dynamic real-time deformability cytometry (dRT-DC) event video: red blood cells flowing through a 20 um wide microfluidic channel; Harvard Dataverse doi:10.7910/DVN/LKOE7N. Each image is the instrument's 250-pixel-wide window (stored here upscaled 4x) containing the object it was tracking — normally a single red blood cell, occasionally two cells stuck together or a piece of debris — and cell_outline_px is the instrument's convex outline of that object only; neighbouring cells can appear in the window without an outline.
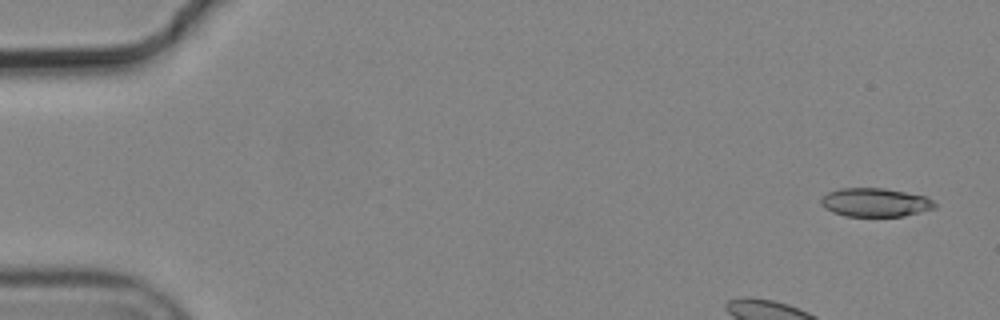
{"species": "common noctule bat (a hibernating species)", "species_latin": "Nyctalus noctula", "temperature_condition": "cold", "stored_images_in_passage": 11, "camera_frame_rate_fps": 3000, "um_per_image_px": 0.085, "animal": {"sex": "male", "body_mass_g": 19.2, "forearm_length_mm": 51.8}, "frame": {"image": 1, "passage_image": 1, "time_ms": 0.0, "image_size_px": [1000, 320], "cell_outline_px": [[936, 208], [904, 216], [844, 216], [832, 212], [824, 208], [820, 204], [820, 196], [828, 192], [840, 188], [884, 188], [924, 196], [932, 200], [936, 204]], "centroid_in_image_um": [74.34, 17.21], "position_along_channel_um": 10.7, "area_um2": 19.07}}